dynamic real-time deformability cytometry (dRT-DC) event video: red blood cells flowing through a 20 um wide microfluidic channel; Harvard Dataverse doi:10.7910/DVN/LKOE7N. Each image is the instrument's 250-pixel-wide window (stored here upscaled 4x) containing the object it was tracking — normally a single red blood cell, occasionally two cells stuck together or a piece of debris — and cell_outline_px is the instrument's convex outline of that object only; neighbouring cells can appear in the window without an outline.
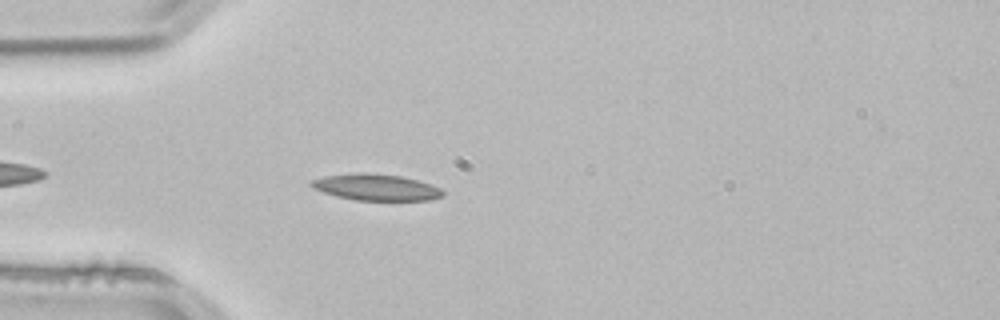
{"species": "common noctule bat (a hibernating species)", "species_latin": "Nyctalus noctula", "temperature_condition": "room temperature", "stored_images_in_passage": 10, "camera_frame_rate_fps": 3000, "um_per_image_px": 0.085, "animal": {"sex": "male", "body_mass_g": 21.5, "forearm_length_mm": 52.0}, "frame": {"image": 1, "passage_image": 5, "time_ms": 1.333, "image_size_px": [1000, 320], "cell_outline_px": [[444, 196], [428, 200], [356, 200], [336, 196], [312, 188], [308, 184], [312, 180], [324, 176], [364, 172], [400, 176], [416, 180], [440, 188], [444, 192]], "centroid_in_image_um": [31.94, 15.92], "position_along_channel_um": 53.1, "area_um2": 20.0}}